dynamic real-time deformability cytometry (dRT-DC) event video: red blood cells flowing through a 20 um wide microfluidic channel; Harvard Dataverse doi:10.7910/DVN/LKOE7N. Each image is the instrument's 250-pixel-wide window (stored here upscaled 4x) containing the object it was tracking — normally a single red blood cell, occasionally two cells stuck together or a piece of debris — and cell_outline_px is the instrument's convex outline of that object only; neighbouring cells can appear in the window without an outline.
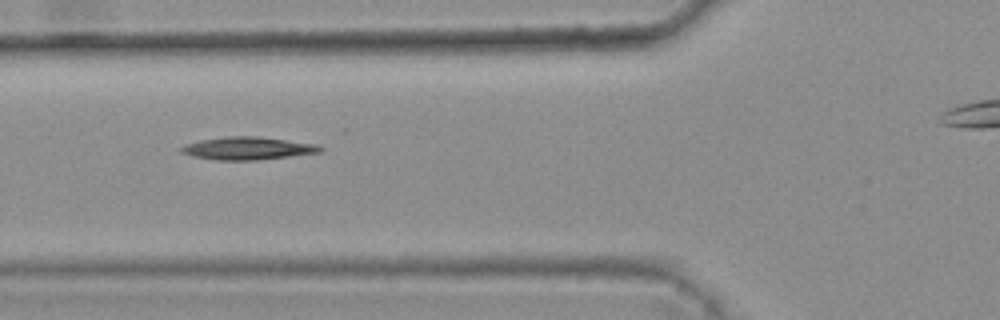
{"species": "common noctule bat (a hibernating species)", "species_latin": "Nyctalus noctula", "temperature_condition": "warm", "stored_images_in_passage": 4, "camera_frame_rate_fps": 3000, "um_per_image_px": 0.085, "animal": {"sex": "female", "body_mass_g": 25.1}, "frame": {"image": 1, "passage_image": 2, "time_ms": 0.333, "image_size_px": [1000, 320], "cell_outline_px": [[324, 148], [320, 152], [256, 160], [216, 160], [192, 156], [180, 152], [176, 148], [200, 140], [228, 136], [256, 136], [312, 144]], "centroid_in_image_um": [20.95, 12.61], "position_along_channel_um": 104.8, "area_um2": 18.09}}
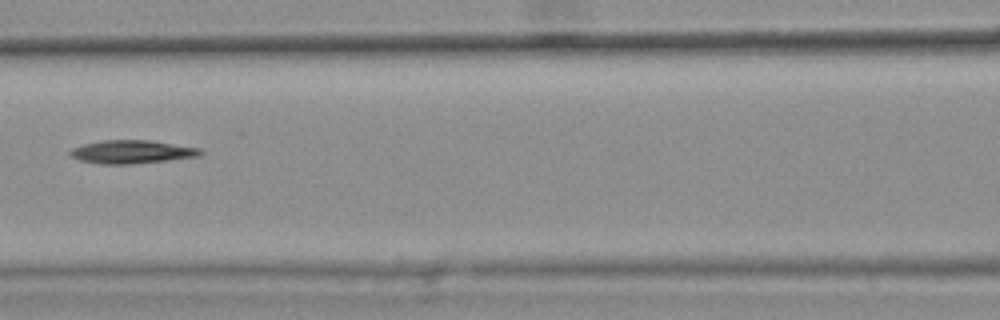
{"frame": {"image": 2, "passage_image": 3, "time_ms": 0.667, "image_size_px": [1000, 320], "cell_outline_px": [[204, 152], [200, 156], [168, 160], [132, 164], [100, 164], [80, 160], [72, 156], [68, 152], [72, 148], [84, 144], [104, 140], [148, 140], [200, 148]], "centroid_in_image_um": [11.22, 12.91], "position_along_channel_um": 155.4, "area_um2": 17.57}}
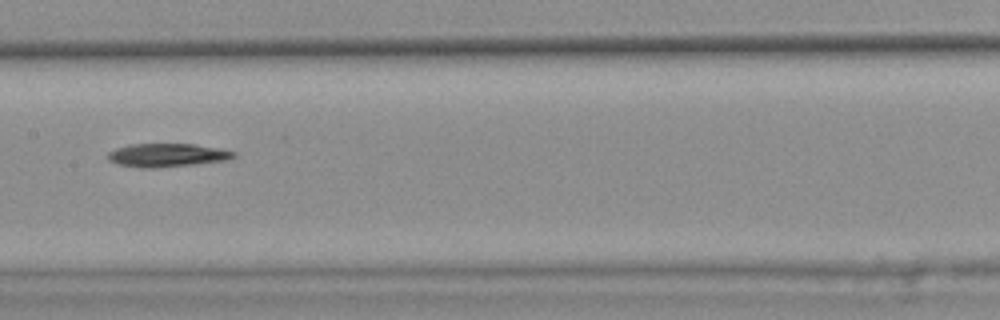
{"frame": {"image": 3, "passage_image": 4, "time_ms": 1.0, "image_size_px": [1000, 320], "cell_outline_px": [[236, 156], [228, 160], [156, 168], [140, 168], [116, 164], [108, 160], [108, 152], [116, 148], [128, 144], [192, 144], [220, 148], [236, 152]], "centroid_in_image_um": [14.18, 13.19], "position_along_channel_um": 193.2, "area_um2": 17.22}}